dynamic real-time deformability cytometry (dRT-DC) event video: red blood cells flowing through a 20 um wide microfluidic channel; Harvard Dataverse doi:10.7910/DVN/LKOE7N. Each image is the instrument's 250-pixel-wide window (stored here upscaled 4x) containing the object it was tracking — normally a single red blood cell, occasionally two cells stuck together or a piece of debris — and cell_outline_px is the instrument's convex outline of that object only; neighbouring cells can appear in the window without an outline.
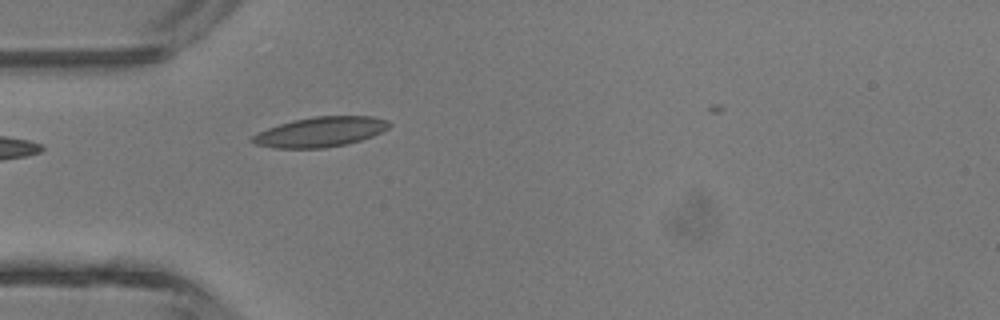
{"species": "common noctule bat (a hibernating species)", "species_latin": "Nyctalus noctula", "temperature_condition": "room temperature", "stored_images_in_passage": 1, "camera_frame_rate_fps": 3000, "um_per_image_px": 0.085, "animal": {"sex": "male", "body_mass_g": 13.3}, "frame": {"image": 1, "passage_image": 1, "time_ms": 0.0, "image_size_px": [1000, 320], "cell_outline_px": [[392, 124], [388, 128], [372, 136], [360, 140], [344, 144], [324, 148], [272, 148], [256, 144], [248, 140], [256, 132], [292, 120], [316, 116], [372, 116], [388, 120]], "centroid_in_image_um": [27.2, 11.21], "position_along_channel_um": 57.8, "area_um2": 23.87}}